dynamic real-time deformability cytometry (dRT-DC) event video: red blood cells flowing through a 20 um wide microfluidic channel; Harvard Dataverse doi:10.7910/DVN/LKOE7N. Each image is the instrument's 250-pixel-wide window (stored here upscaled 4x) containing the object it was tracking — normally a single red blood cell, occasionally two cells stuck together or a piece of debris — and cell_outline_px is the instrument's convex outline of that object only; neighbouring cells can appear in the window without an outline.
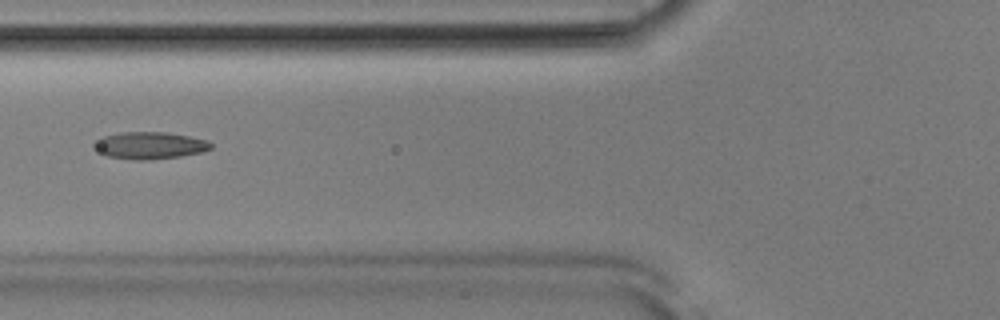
{"species": "Egyptian fruit bat (a non-hibernating species)", "species_latin": "Rousettus aegyptiacus", "temperature_condition": "room temperature", "stored_images_in_passage": 49, "camera_frame_rate_fps": 3000, "um_per_image_px": 0.085, "animal": {"sex": "male"}, "frame": {"image": 1, "passage_image": 20, "time_ms": 6.333, "image_size_px": [1000, 320], "cell_outline_px": [[212, 148], [204, 152], [180, 156], [148, 160], [136, 160], [104, 156], [92, 148], [92, 144], [104, 136], [120, 132], [168, 132], [208, 140], [212, 144]], "centroid_in_image_um": [12.71, 12.37], "position_along_channel_um": 113.1, "area_um2": 18.67}}
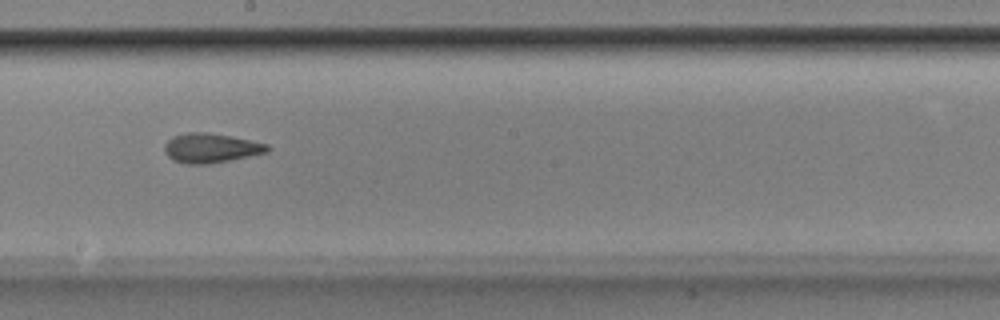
{"frame": {"image": 2, "passage_image": 29, "time_ms": 9.333, "image_size_px": [1000, 320], "cell_outline_px": [[272, 148], [268, 152], [208, 164], [184, 164], [172, 160], [164, 152], [164, 144], [172, 136], [188, 132], [208, 132], [232, 136], [268, 144]], "centroid_in_image_um": [17.9, 12.58], "position_along_channel_um": 230.3, "area_um2": 17.8}}
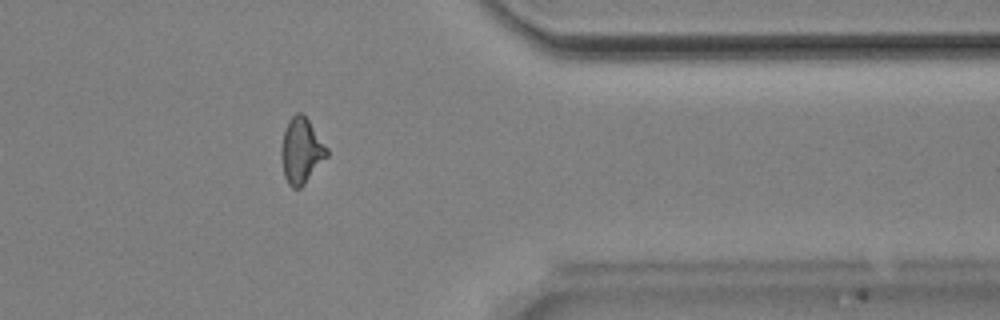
{"frame": {"image": 3, "passage_image": 42, "time_ms": 13.667, "image_size_px": [1000, 320], "cell_outline_px": [[328, 156], [304, 184], [300, 188], [292, 188], [288, 184], [284, 176], [280, 152], [280, 148], [284, 128], [288, 120], [296, 112], [300, 112], [308, 120], [328, 148]], "centroid_in_image_um": [25.59, 12.81], "position_along_channel_um": 385.8, "area_um2": 17.46}, "authors_computed_cell_mechanics": {"area_um2": 17.8024, "velocity_mm_per_s": 3.909, "shape_relaxation_time_tau1_ms": 3.4965, "shape_relaxation_time_tau2_ms": 2.2251, "deformation_change_tau1": 0.1371, "deformation_change_tau2": 0.111}}